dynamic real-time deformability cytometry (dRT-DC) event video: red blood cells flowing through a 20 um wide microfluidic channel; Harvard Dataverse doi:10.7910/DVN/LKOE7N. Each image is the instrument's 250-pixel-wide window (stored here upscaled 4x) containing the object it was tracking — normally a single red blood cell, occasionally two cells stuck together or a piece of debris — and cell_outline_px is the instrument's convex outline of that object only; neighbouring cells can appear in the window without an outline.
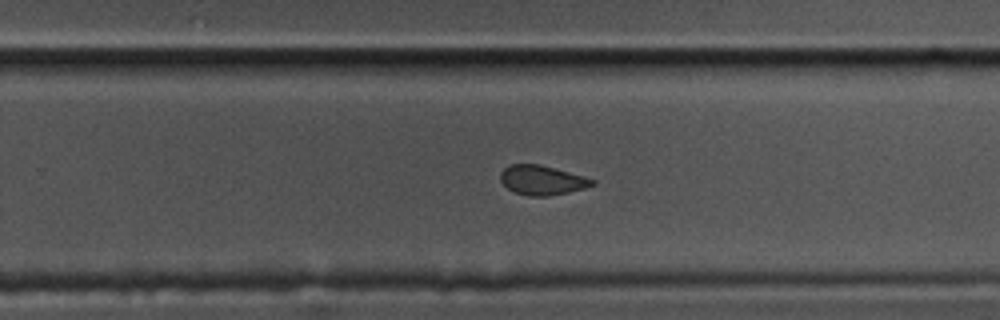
{"species": "common noctule bat (a hibernating species)", "species_latin": "Nyctalus noctula", "temperature_condition": "cold", "stored_images_in_passage": 60, "camera_frame_rate_fps": 3000, "um_per_image_px": 0.085, "animal": {"sex": "male", "body_mass_g": 17.5, "forearm_length_mm": 52.3}, "frame": {"image": 1, "passage_image": 38, "time_ms": 12.333, "image_size_px": [1000, 320], "cell_outline_px": [[596, 184], [584, 188], [568, 192], [548, 196], [528, 196], [516, 192], [508, 188], [500, 180], [500, 172], [508, 164], [540, 164], [584, 176], [596, 180]], "centroid_in_image_um": [46.07, 15.3], "position_along_channel_um": 283.7, "area_um2": 15.78}}
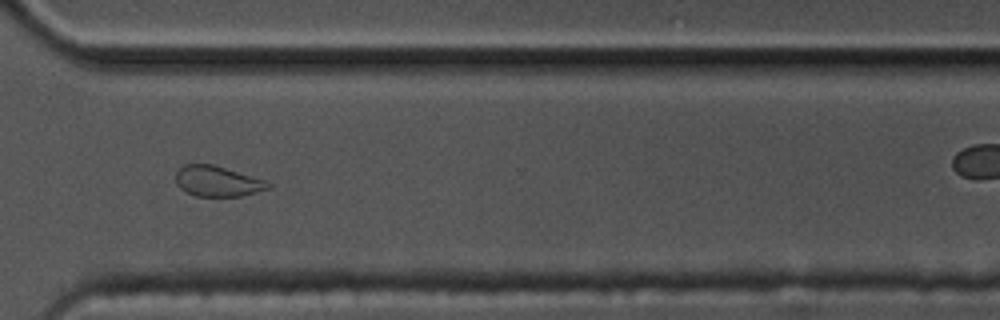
{"frame": {"image": 2, "passage_image": 44, "time_ms": 14.333, "image_size_px": [1000, 320], "cell_outline_px": [[272, 188], [240, 196], [196, 196], [184, 192], [176, 184], [176, 172], [184, 164], [212, 164], [268, 180], [272, 184]], "centroid_in_image_um": [18.51, 15.41], "position_along_channel_um": 352.1, "area_um2": 16.65}}
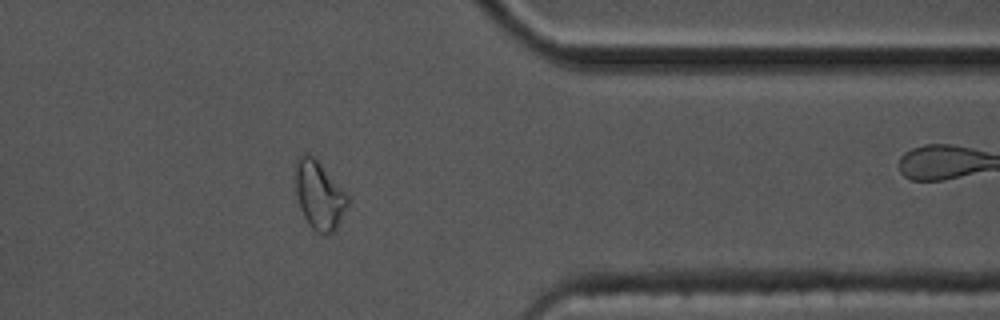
{"frame": {"image": 3, "passage_image": 48, "time_ms": 15.667, "image_size_px": [1000, 320], "cell_outline_px": [[348, 204], [336, 228], [332, 232], [324, 236], [316, 232], [312, 228], [304, 216], [300, 208], [296, 192], [296, 156], [304, 152], [308, 152], [320, 164], [348, 196]], "centroid_in_image_um": [27.1, 16.59], "position_along_channel_um": 384.3, "area_um2": 20.4}}